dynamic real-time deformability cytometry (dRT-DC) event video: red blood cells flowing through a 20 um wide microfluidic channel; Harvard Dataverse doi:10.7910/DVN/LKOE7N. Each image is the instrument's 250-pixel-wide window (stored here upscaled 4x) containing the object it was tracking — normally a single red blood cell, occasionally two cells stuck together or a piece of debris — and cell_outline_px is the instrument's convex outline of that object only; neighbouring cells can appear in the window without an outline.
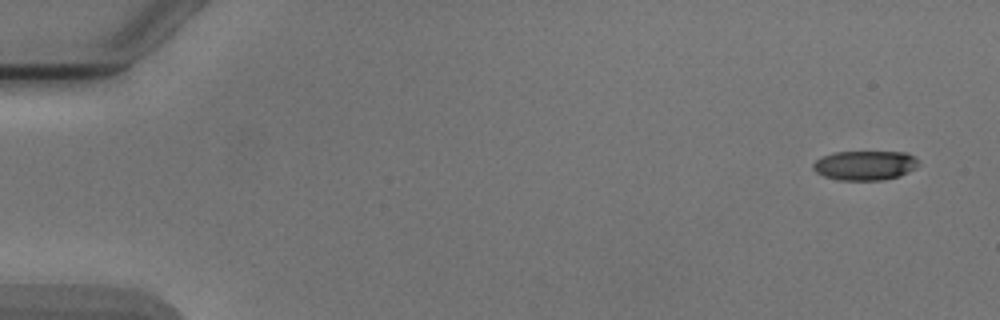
{"species": "Egyptian fruit bat (a non-hibernating species)", "species_latin": "Rousettus aegyptiacus", "temperature_condition": "cold", "stored_images_in_passage": 5, "segment_of_instrument_passage": [1, 2], "camera_frame_rate_fps": 3000, "um_per_image_px": 0.085, "animal": {"sex": "male"}, "frame": {"image": 1, "passage_image": 1, "time_ms": 0.0, "image_size_px": [1000, 320], "cell_outline_px": [[920, 164], [916, 168], [900, 176], [884, 180], [840, 180], [824, 176], [816, 172], [812, 168], [812, 164], [816, 160], [824, 156], [836, 152], [908, 152], [916, 156], [920, 160]], "centroid_in_image_um": [73.59, 14.05], "position_along_channel_um": 11.4, "area_um2": 18.32}}